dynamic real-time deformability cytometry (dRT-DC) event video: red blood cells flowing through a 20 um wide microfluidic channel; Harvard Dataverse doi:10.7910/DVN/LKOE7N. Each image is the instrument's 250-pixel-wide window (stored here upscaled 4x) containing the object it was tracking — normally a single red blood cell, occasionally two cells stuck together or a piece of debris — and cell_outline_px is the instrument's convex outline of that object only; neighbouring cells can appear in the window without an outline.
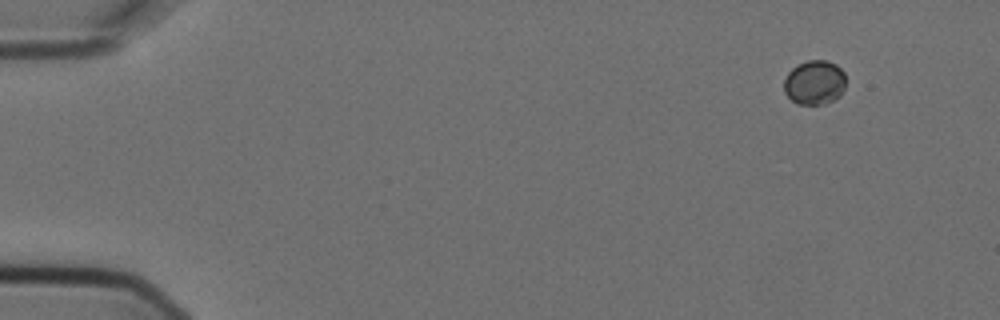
{"species": "Egyptian fruit bat (a non-hibernating species)", "species_latin": "Rousettus aegyptiacus", "temperature_condition": "cold", "stored_images_in_passage": 6, "camera_frame_rate_fps": 3000, "um_per_image_px": 0.085, "animal": {"sex": "female"}, "frame": {"image": 1, "passage_image": 6, "time_ms": 1.667, "image_size_px": [1000, 320], "cell_outline_px": [[844, 88], [840, 96], [824, 104], [796, 104], [784, 92], [784, 80], [788, 72], [792, 68], [808, 60], [824, 60], [836, 64], [844, 72]], "centroid_in_image_um": [69.22, 7.01], "position_along_channel_um": 15.8, "area_um2": 15.9}}